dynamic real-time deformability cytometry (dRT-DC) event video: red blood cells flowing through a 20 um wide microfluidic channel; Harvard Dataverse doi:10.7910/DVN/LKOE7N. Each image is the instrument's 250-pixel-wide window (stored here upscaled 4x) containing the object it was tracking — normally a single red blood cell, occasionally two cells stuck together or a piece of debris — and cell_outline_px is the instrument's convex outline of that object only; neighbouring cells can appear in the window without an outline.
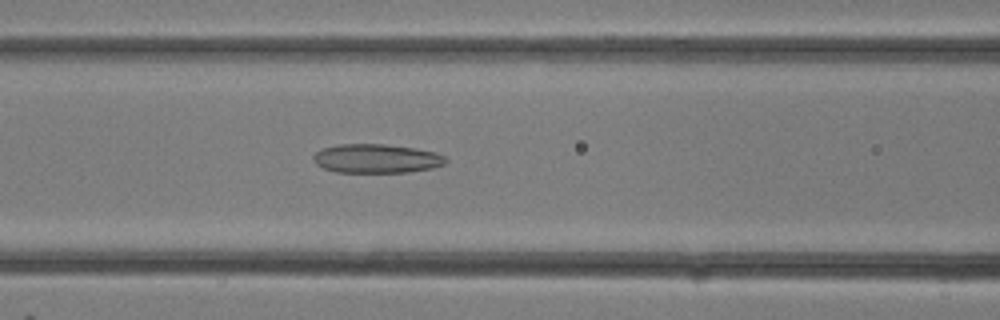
{"species": "common noctule bat (a hibernating species)", "species_latin": "Nyctalus noctula", "temperature_condition": "room temperature", "stored_images_in_passage": 22, "camera_frame_rate_fps": 3000, "um_per_image_px": 0.085, "animal": {"sex": "female"}, "frame": {"image": 1, "passage_image": 14, "time_ms": 4.333, "image_size_px": [1000, 320], "cell_outline_px": [[448, 160], [444, 164], [432, 168], [408, 172], [336, 172], [324, 168], [316, 164], [312, 156], [316, 152], [324, 148], [340, 144], [384, 144], [412, 148], [436, 152], [444, 156]], "centroid_in_image_um": [32.0, 13.48], "position_along_channel_um": 134.6, "area_um2": 22.2}}
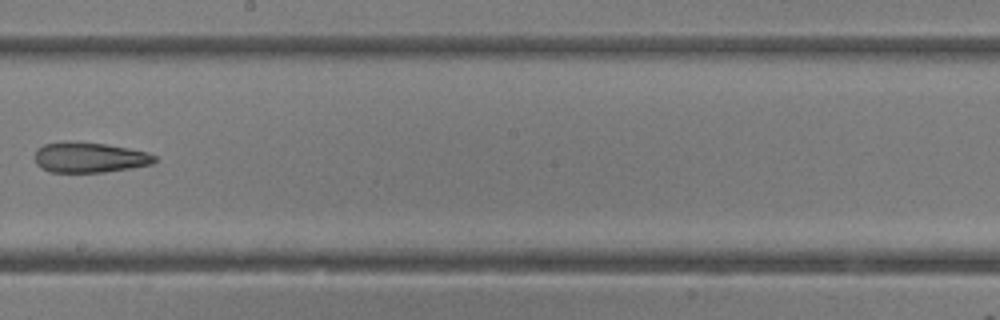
{"frame": {"image": 2, "passage_image": 19, "time_ms": 6.0, "image_size_px": [1000, 320], "cell_outline_px": [[156, 160], [152, 164], [104, 172], [48, 172], [40, 168], [36, 164], [36, 148], [44, 144], [68, 140], [104, 144], [128, 148], [148, 152], [156, 156]], "centroid_in_image_um": [7.57, 13.37], "position_along_channel_um": 240.6, "area_um2": 21.27}}
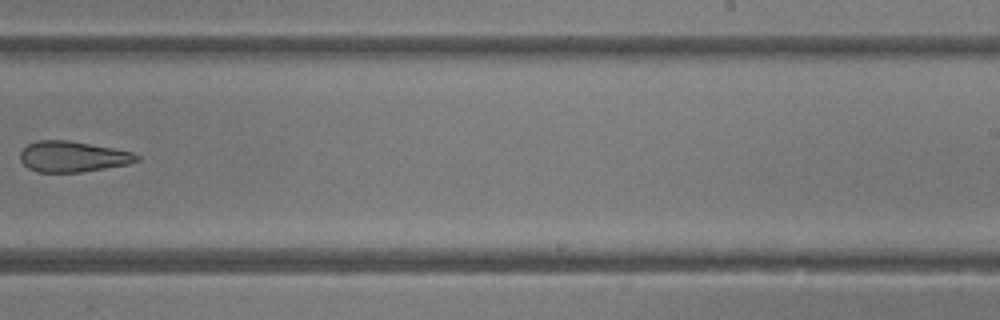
{"frame": {"image": 3, "passage_image": 21, "time_ms": 6.667, "image_size_px": [1000, 320], "cell_outline_px": [[140, 160], [128, 164], [80, 172], [36, 172], [28, 168], [20, 160], [20, 152], [28, 144], [36, 140], [68, 140], [112, 148], [132, 152], [140, 156]], "centroid_in_image_um": [6.16, 13.31], "position_along_channel_um": 282.8, "area_um2": 20.81}}